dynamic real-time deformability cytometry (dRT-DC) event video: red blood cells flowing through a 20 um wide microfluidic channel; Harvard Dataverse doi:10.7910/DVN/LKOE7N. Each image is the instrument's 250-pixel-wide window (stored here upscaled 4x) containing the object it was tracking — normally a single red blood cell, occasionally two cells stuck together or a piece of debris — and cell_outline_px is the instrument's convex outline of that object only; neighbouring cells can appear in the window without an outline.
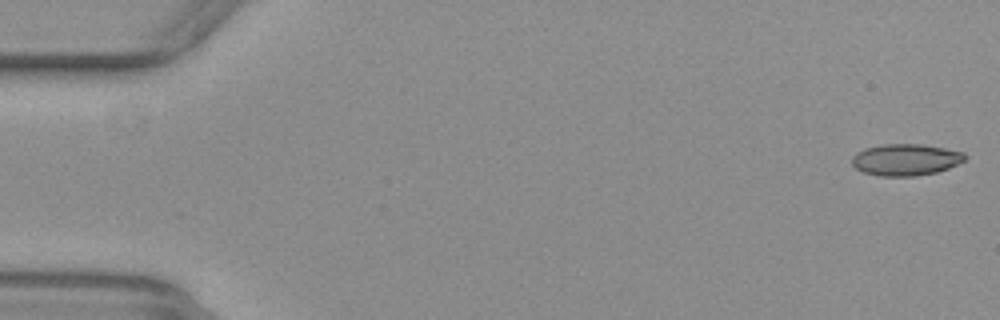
{"species": "common noctule bat (a hibernating species)", "species_latin": "Nyctalus noctula", "temperature_condition": "warm", "stored_images_in_passage": 6, "camera_frame_rate_fps": 3000, "um_per_image_px": 0.085, "animal": {"sex": "female", "body_mass_g": 29.2, "forearm_length_mm": 56.3}, "frame": {"image": 1, "passage_image": 1, "time_ms": 0.0, "image_size_px": [1000, 320], "cell_outline_px": [[968, 156], [964, 160], [948, 168], [936, 172], [916, 176], [880, 176], [864, 172], [856, 168], [852, 164], [852, 156], [856, 152], [864, 148], [884, 144], [920, 144], [944, 148], [964, 152]], "centroid_in_image_um": [76.97, 13.57], "position_along_channel_um": 8.0, "area_um2": 20.81}}